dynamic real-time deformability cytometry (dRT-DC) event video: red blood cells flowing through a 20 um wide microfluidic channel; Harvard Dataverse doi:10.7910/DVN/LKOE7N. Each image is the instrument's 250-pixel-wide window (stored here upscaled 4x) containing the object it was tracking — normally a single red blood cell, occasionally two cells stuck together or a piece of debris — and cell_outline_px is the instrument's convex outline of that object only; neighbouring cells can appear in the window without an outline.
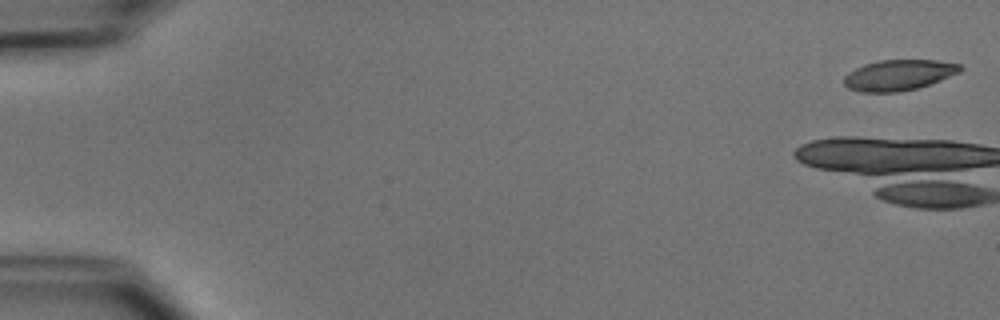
{"species": "common noctule bat (a hibernating species)", "species_latin": "Nyctalus noctula", "temperature_condition": "cold", "stored_images_in_passage": 39, "camera_frame_rate_fps": 3000, "um_per_image_px": 0.085, "animal": {"sex": "male", "body_mass_g": 15.6}, "frame": {"image": 1, "passage_image": 1, "time_ms": 0.0, "image_size_px": [1000, 320], "cell_outline_px": [[964, 68], [960, 72], [940, 80], [916, 88], [896, 92], [860, 92], [848, 88], [844, 84], [844, 76], [848, 72], [864, 64], [880, 60], [936, 60], [960, 64]], "centroid_in_image_um": [76.37, 6.37], "position_along_channel_um": 8.6, "area_um2": 20.69}}